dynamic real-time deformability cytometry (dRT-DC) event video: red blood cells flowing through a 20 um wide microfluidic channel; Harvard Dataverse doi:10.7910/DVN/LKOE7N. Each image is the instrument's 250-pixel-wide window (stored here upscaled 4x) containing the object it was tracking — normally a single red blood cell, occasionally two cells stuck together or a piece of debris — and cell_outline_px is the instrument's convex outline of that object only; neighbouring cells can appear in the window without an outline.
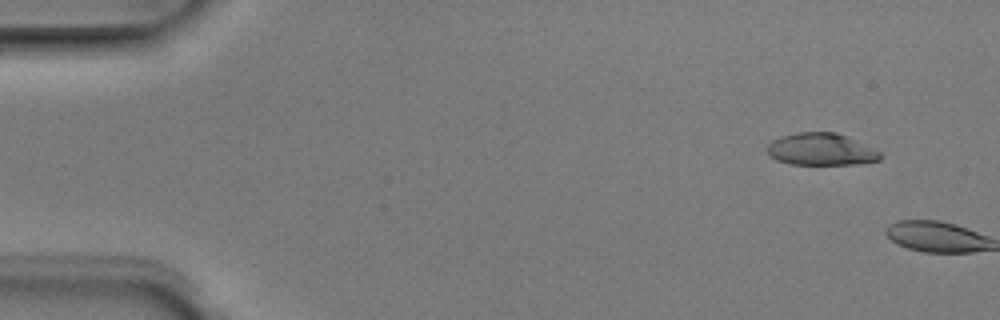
{"species": "Egyptian fruit bat (a non-hibernating species)", "species_latin": "Rousettus aegyptiacus", "temperature_condition": "room temperature", "stored_images_in_passage": 2, "camera_frame_rate_fps": 3000, "um_per_image_px": 0.085, "animal": {"sex": "male"}, "frame": {"image": 1, "passage_image": 1, "time_ms": 0.0, "image_size_px": [1000, 320], "cell_outline_px": [[880, 160], [856, 164], [792, 164], [776, 160], [768, 156], [768, 144], [772, 140], [780, 136], [796, 132], [836, 132], [848, 136], [880, 152]], "centroid_in_image_um": [69.75, 12.68], "position_along_channel_um": 15.2, "area_um2": 21.15}}